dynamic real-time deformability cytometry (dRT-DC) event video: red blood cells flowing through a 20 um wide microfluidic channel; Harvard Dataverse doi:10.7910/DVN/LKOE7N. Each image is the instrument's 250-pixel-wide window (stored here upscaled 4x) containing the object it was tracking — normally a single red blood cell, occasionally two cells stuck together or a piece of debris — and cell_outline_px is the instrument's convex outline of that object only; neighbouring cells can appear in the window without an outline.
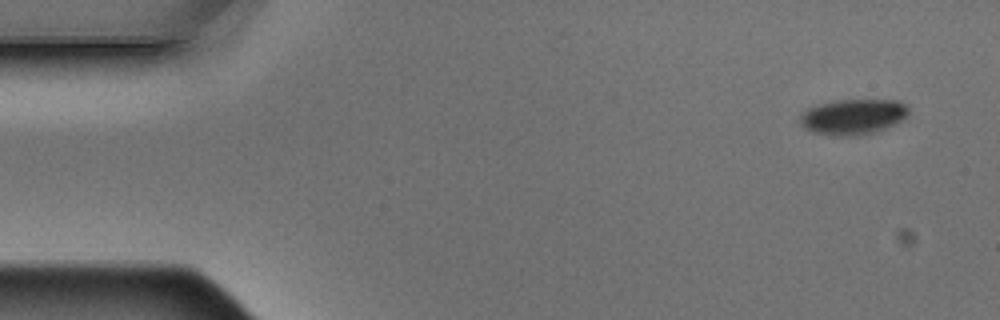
{"species": "Egyptian fruit bat (a non-hibernating species)", "species_latin": "Rousettus aegyptiacus", "temperature_condition": "warm", "stored_images_in_passage": 4, "camera_frame_rate_fps": 3000, "um_per_image_px": 0.085, "animal": {"sex": "male"}, "frame": {"image": 1, "passage_image": 1, "time_ms": 0.0, "image_size_px": [1000, 320], "cell_outline_px": [[908, 116], [904, 120], [888, 128], [876, 132], [860, 136], [832, 136], [812, 132], [804, 128], [800, 124], [800, 116], [808, 108], [820, 104], [840, 100], [900, 100], [908, 108]], "centroid_in_image_um": [72.55, 9.95], "position_along_channel_um": 12.5, "area_um2": 22.77}}